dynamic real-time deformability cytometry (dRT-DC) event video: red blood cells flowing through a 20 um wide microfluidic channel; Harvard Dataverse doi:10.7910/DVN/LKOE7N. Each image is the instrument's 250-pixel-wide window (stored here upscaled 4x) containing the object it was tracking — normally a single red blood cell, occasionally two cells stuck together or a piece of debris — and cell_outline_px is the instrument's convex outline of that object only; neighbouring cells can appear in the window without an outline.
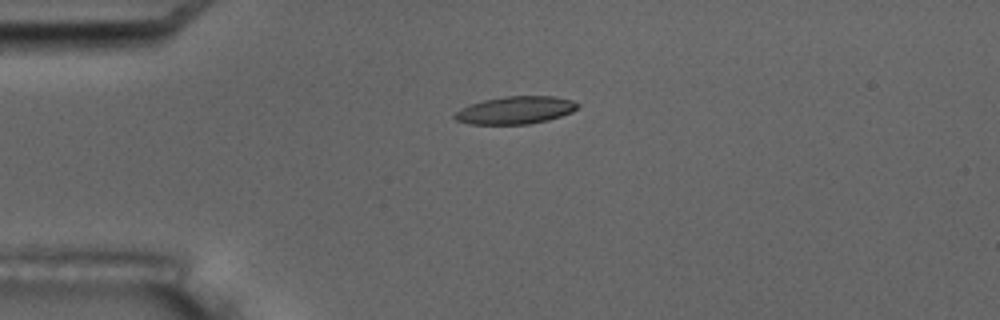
{"species": "common noctule bat (a hibernating species)", "species_latin": "Nyctalus noctula", "temperature_condition": "room temperature", "stored_images_in_passage": 5, "camera_frame_rate_fps": 3000, "um_per_image_px": 0.085, "animal": {"sex": "male", "body_mass_g": 17.5, "forearm_length_mm": 52.3}, "frame": {"image": 1, "passage_image": 3, "time_ms": 3.0, "image_size_px": [1000, 320], "cell_outline_px": [[580, 108], [572, 112], [548, 120], [528, 124], [472, 124], [456, 120], [452, 116], [460, 108], [484, 100], [504, 96], [552, 96], [572, 100], [580, 104]], "centroid_in_image_um": [43.84, 9.36], "position_along_channel_um": 41.2, "area_um2": 19.77}}